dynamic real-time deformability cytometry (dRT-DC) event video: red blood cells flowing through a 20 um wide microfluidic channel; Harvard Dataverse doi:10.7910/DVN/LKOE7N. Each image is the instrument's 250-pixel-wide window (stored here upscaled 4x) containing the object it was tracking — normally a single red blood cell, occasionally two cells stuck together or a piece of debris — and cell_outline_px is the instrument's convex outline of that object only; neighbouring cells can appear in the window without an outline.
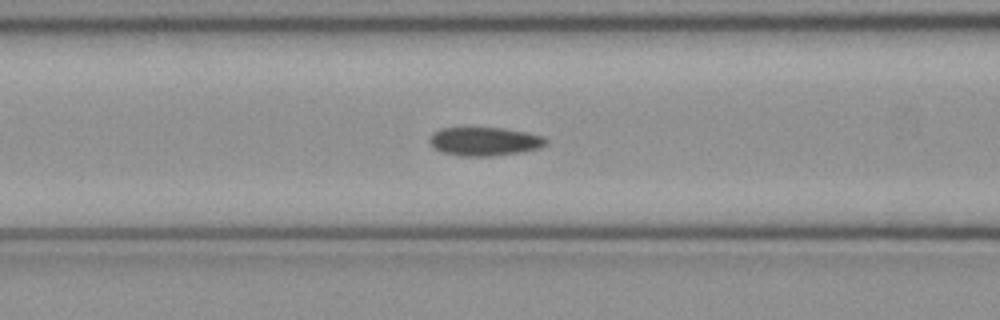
{"species": "common noctule bat (a hibernating species)", "species_latin": "Nyctalus noctula", "temperature_condition": "cold", "stored_images_in_passage": 47, "camera_frame_rate_fps": 3000, "um_per_image_px": 0.085, "animal": {"sex": "female", "body_mass_g": 21.9}, "frame": {"image": 1, "passage_image": 15, "time_ms": 4.667, "image_size_px": [1000, 320], "cell_outline_px": [[548, 144], [540, 148], [524, 152], [492, 156], [456, 156], [440, 152], [432, 148], [428, 140], [432, 132], [440, 128], [504, 128], [528, 132], [544, 136], [548, 140]], "centroid_in_image_um": [41.18, 12.03], "position_along_channel_um": 125.4, "area_um2": 19.94}}
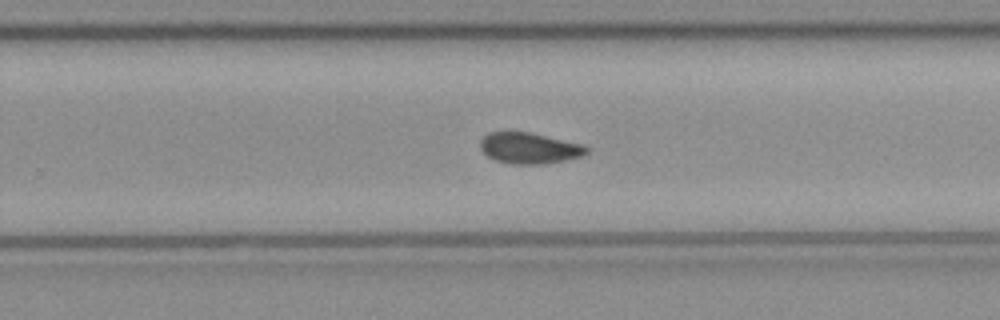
{"frame": {"image": 2, "passage_image": 27, "time_ms": 8.667, "image_size_px": [1000, 320], "cell_outline_px": [[588, 152], [584, 156], [544, 164], [512, 164], [496, 160], [488, 156], [480, 148], [480, 140], [488, 132], [528, 132], [584, 144], [588, 148]], "centroid_in_image_um": [45.01, 12.59], "position_along_channel_um": 284.8, "area_um2": 19.19}}
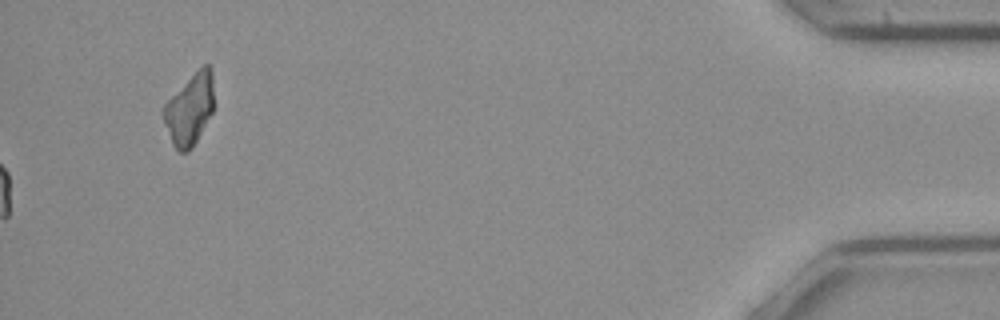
{"frame": {"image": 3, "passage_image": 47, "time_ms": 15.333, "image_size_px": [1000, 320], "cell_outline_px": [[212, 112], [192, 148], [188, 152], [180, 152], [172, 144], [164, 124], [160, 112], [164, 104], [204, 64], [208, 64], [212, 68]], "centroid_in_image_um": [16.08, 9.33], "position_along_channel_um": 419.1, "area_um2": 20.46}, "authors_computed_cell_mechanics": {"area_um2": 19.1896, "velocity_mm_per_s": 3.9882, "shape_relaxation_time_tau1_ms": null, "shape_relaxation_time_tau2_ms": 5.4088, "deformation_change_tau1": null, "deformation_change_tau2": 0.079}}